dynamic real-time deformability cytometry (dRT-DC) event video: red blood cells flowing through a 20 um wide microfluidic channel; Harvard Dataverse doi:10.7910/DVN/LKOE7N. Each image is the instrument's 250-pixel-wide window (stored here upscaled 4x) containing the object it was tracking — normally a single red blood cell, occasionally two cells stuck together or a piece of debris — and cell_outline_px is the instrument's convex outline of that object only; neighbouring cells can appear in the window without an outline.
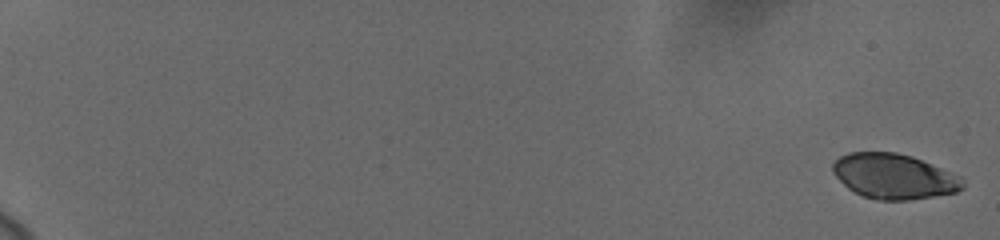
{"species": "human", "species_latin": "Homo sapiens", "temperature_condition": "cold", "stored_images_in_passage": 41, "camera_frame_rate_fps": 3000, "um_per_image_px": 0.085, "donor": {"sex": "female"}, "frame": {"image": 1, "passage_image": 1, "time_ms": 0.0, "image_size_px": [1000, 240], "cell_outline_px": [[964, 188], [956, 192], [908, 200], [880, 200], [864, 196], [848, 188], [832, 172], [832, 164], [840, 156], [848, 152], [896, 152], [912, 156], [960, 176], [964, 184]], "centroid_in_image_um": [75.97, 14.98], "position_along_channel_um": 9.0, "area_um2": 33.87}}
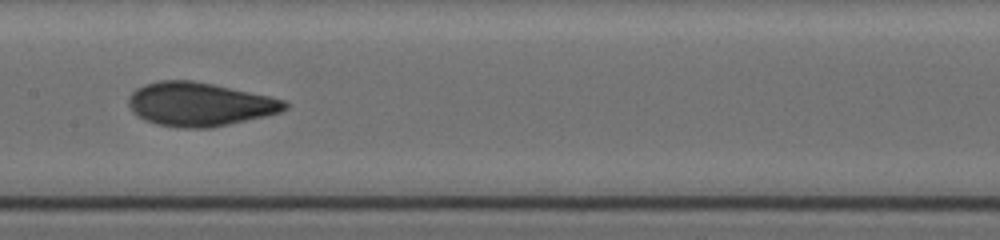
{"frame": {"image": 2, "passage_image": 23, "time_ms": 11.0, "image_size_px": [1000, 240], "cell_outline_px": [[288, 108], [280, 112], [264, 116], [212, 128], [176, 128], [156, 124], [144, 120], [132, 112], [128, 104], [128, 96], [136, 88], [144, 84], [160, 80], [192, 80], [212, 84], [268, 96], [284, 100], [288, 104]], "centroid_in_image_um": [16.91, 8.87], "position_along_channel_um": 190.5, "area_um2": 39.82}}
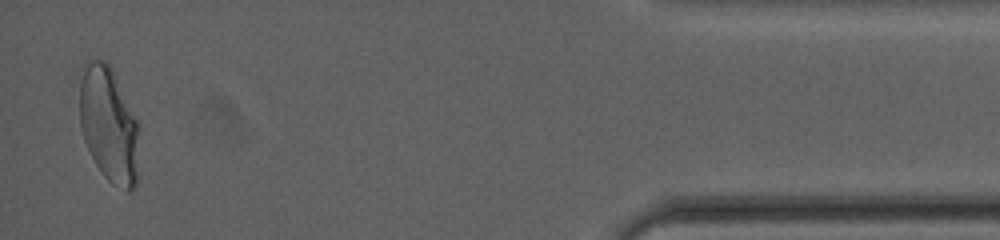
{"frame": {"image": 3, "passage_image": 41, "time_ms": 19.0, "image_size_px": [1000, 240], "cell_outline_px": [[140, 128], [136, 188], [128, 192], [112, 184], [104, 176], [96, 164], [84, 140], [80, 128], [80, 64], [88, 60], [104, 60], [112, 68], [140, 124]], "centroid_in_image_um": [9.27, 10.57], "position_along_channel_um": 425.9, "area_um2": 40.92}, "authors_computed_cell_mechanics": {"area_um2": 37.859, "velocity_mm_per_s": 3.6857, "shape_relaxation_time_tau1_ms": 4.9386, "shape_relaxation_time_tau2_ms": null, "deformation_change_tau1": 0.1472, "deformation_change_tau2": null}}